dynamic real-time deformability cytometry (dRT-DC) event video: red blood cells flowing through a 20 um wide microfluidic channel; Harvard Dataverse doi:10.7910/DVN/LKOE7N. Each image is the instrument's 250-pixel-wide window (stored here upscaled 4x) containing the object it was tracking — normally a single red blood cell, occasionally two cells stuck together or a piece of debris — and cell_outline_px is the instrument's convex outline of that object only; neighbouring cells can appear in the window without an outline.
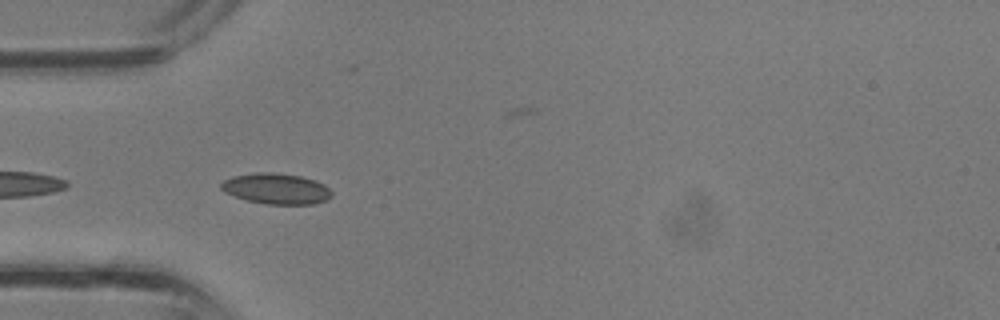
{"species": "common noctule bat (a hibernating species)", "species_latin": "Nyctalus noctula", "temperature_condition": "room temperature", "stored_images_in_passage": 25, "camera_frame_rate_fps": 3000, "um_per_image_px": 0.085, "animal": {"sex": "male", "body_mass_g": 13.3}, "frame": {"image": 1, "passage_image": 6, "time_ms": 1.667, "image_size_px": [1000, 320], "cell_outline_px": [[332, 196], [328, 200], [316, 204], [264, 204], [248, 200], [224, 192], [220, 188], [220, 184], [224, 180], [232, 176], [256, 172], [272, 172], [300, 176], [316, 180], [324, 184], [332, 192]], "centroid_in_image_um": [23.5, 16.04], "position_along_channel_um": 61.5, "area_um2": 19.94}}
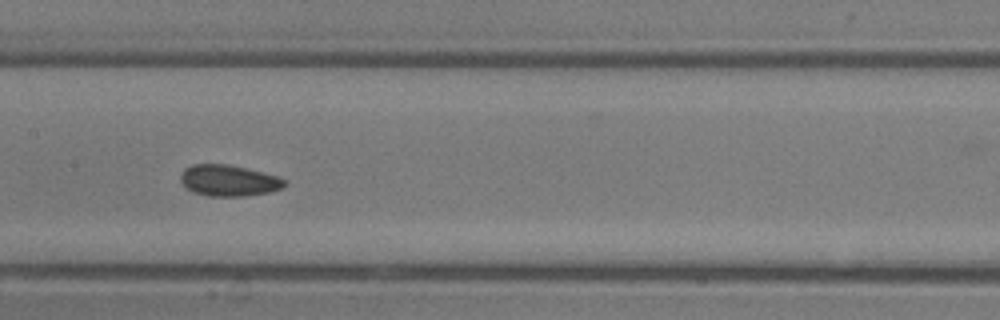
{"frame": {"image": 2, "passage_image": 13, "time_ms": 4.0, "image_size_px": [1000, 320], "cell_outline_px": [[284, 184], [280, 188], [268, 192], [244, 196], [208, 196], [192, 192], [180, 180], [180, 176], [184, 168], [192, 164], [228, 164], [264, 172], [276, 176], [284, 180]], "centroid_in_image_um": [19.39, 15.33], "position_along_channel_um": 188.0, "area_um2": 18.73}}
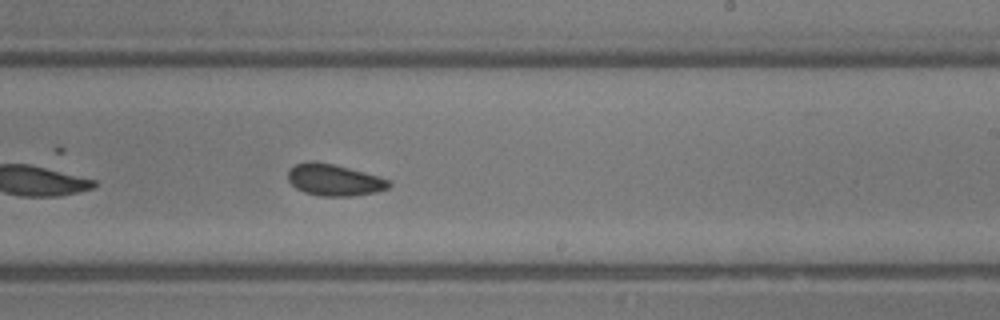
{"frame": {"image": 3, "passage_image": 17, "time_ms": 5.333, "image_size_px": [1000, 320], "cell_outline_px": [[392, 184], [388, 188], [376, 192], [352, 196], [320, 196], [304, 192], [296, 188], [288, 180], [288, 172], [296, 164], [312, 160], [332, 164], [364, 172], [388, 180]], "centroid_in_image_um": [28.39, 15.3], "position_along_channel_um": 260.6, "area_um2": 18.38}}